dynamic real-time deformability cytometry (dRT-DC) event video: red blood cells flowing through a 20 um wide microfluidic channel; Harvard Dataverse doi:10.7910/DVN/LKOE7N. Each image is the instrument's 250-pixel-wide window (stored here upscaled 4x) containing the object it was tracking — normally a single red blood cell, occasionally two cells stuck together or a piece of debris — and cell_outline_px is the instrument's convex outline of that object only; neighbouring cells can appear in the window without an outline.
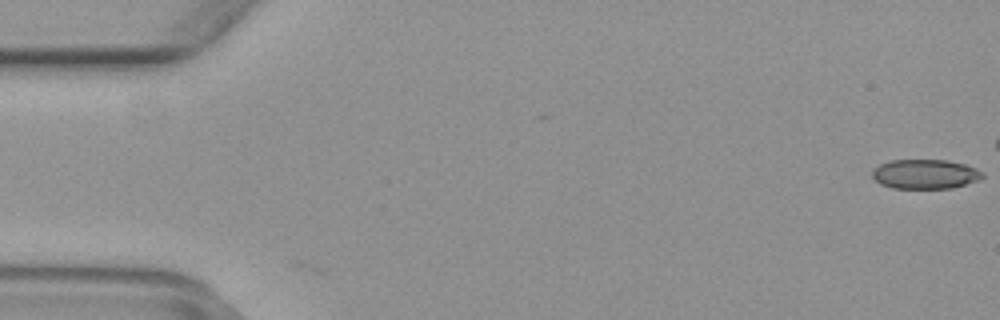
{"species": "common noctule bat (a hibernating species)", "species_latin": "Nyctalus noctula", "temperature_condition": "warm", "stored_images_in_passage": 2, "camera_frame_rate_fps": 3000, "um_per_image_px": 0.085, "animal": {"sex": "female", "body_mass_g": 29.2, "forearm_length_mm": 56.3}, "frame": {"image": 1, "passage_image": 2, "time_ms": 0.333, "image_size_px": [1000, 320], "cell_outline_px": [[984, 176], [976, 180], [952, 188], [892, 188], [880, 184], [872, 176], [872, 168], [880, 164], [892, 160], [944, 160], [964, 164], [976, 168], [984, 172]], "centroid_in_image_um": [78.6, 14.79], "position_along_channel_um": 6.4, "area_um2": 18.84}}